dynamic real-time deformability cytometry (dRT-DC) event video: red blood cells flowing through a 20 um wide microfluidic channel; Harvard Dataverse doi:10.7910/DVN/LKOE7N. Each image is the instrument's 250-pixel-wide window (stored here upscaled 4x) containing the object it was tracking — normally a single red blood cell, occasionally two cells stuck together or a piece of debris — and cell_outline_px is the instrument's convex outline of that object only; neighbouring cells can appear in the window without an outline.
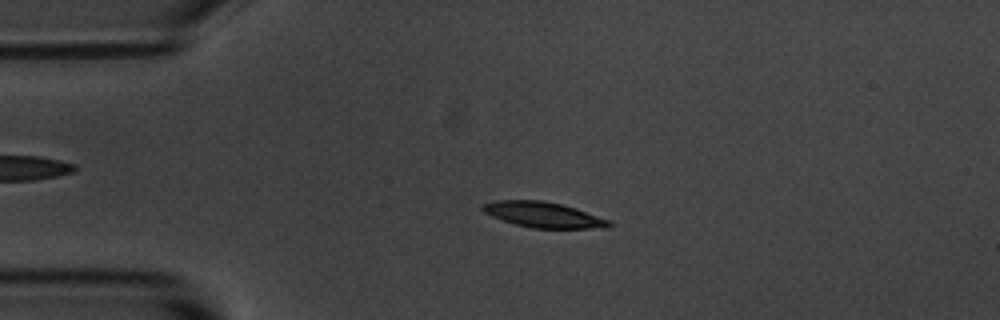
{"species": "common noctule bat (a hibernating species)", "species_latin": "Nyctalus noctula", "temperature_condition": "room temperature", "stored_images_in_passage": 55, "camera_frame_rate_fps": 3000, "um_per_image_px": 0.085, "animal": {"sex": "male", "body_mass_g": 20.1, "forearm_length_mm": 53.5}, "frame": {"image": 1, "passage_image": 12, "time_ms": 3.667, "image_size_px": [1000, 320], "cell_outline_px": [[612, 224], [608, 228], [532, 228], [516, 224], [492, 216], [484, 212], [480, 208], [484, 204], [500, 200], [540, 200], [560, 204], [576, 208], [608, 220]], "centroid_in_image_um": [46.19, 18.25], "position_along_channel_um": 38.8, "area_um2": 18.44}}
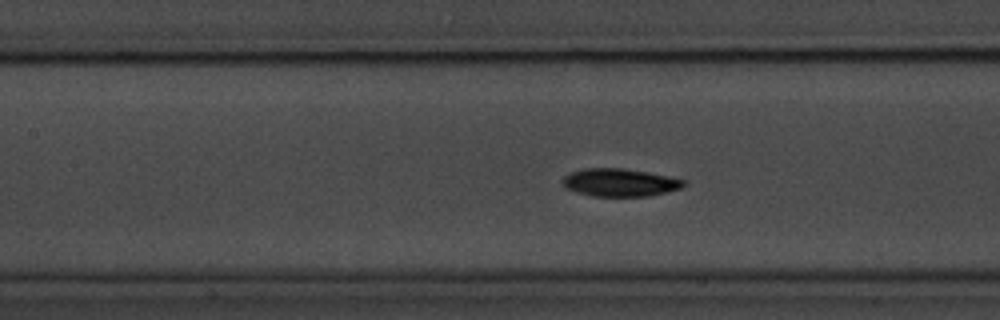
{"frame": {"image": 2, "passage_image": 24, "time_ms": 7.667, "image_size_px": [1000, 320], "cell_outline_px": [[684, 184], [680, 188], [648, 196], [592, 196], [576, 192], [564, 188], [564, 176], [568, 172], [584, 168], [620, 168], [648, 172], [668, 176], [684, 180]], "centroid_in_image_um": [52.62, 15.51], "position_along_channel_um": 154.8, "area_um2": 19.48}}
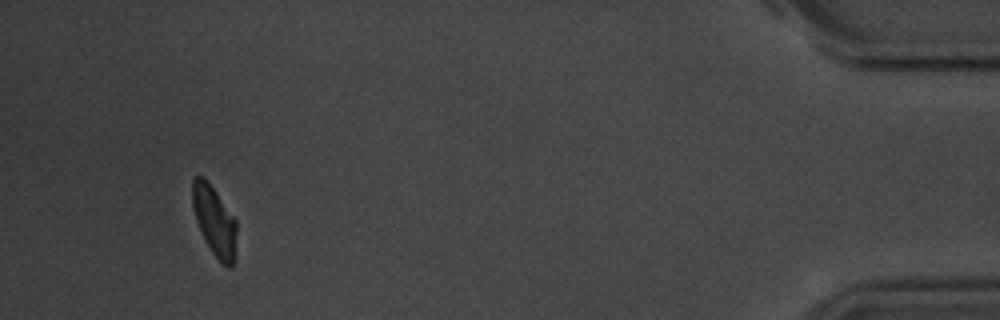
{"frame": {"image": 3, "passage_image": 52, "time_ms": 17.0, "image_size_px": [1000, 320], "cell_outline_px": [[236, 232], [232, 268], [228, 268], [220, 264], [204, 240], [196, 220], [192, 204], [192, 180], [196, 176], [204, 176], [236, 220]], "centroid_in_image_um": [18.21, 18.8], "position_along_channel_um": 417.0, "area_um2": 17.8}, "authors_computed_cell_mechanics": {"area_um2": 18.9584, "velocity_mm_per_s": 3.5758, "shape_relaxation_time_tau1_ms": 1.6673, "shape_relaxation_time_tau2_ms": 6.9965, "deformation_change_tau1": 0.1054, "deformation_change_tau2": 0.1326}}